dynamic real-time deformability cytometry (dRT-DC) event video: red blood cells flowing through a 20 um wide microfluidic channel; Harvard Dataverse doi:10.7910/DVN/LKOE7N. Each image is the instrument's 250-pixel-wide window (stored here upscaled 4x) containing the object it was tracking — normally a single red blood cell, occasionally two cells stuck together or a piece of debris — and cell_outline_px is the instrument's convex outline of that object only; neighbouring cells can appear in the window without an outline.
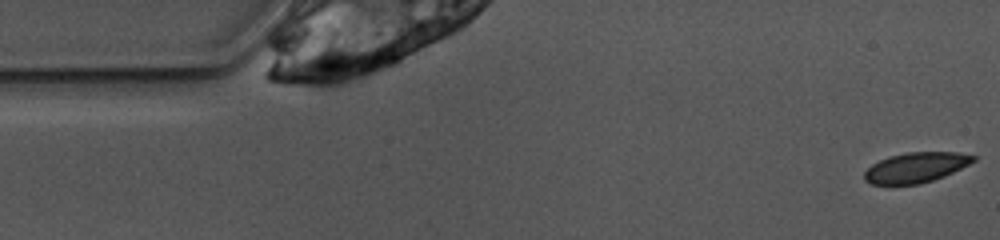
{"species": "common noctule bat (a hibernating species)", "species_latin": "Nyctalus noctula", "temperature_condition": "warm", "stored_images_in_passage": 8, "camera_frame_rate_fps": 3000, "um_per_image_px": 0.085, "animal": {"sex": "female", "body_mass_g": 10.0, "forearm_length_mm": 53.1}, "frame": {"image": 1, "passage_image": 1, "time_ms": 0.0, "image_size_px": [1000, 240], "cell_outline_px": [[976, 160], [944, 176], [920, 184], [872, 184], [864, 180], [864, 172], [872, 164], [888, 156], [908, 152], [956, 152], [976, 156]], "centroid_in_image_um": [77.83, 14.23], "position_along_channel_um": 7.2, "area_um2": 18.96}}